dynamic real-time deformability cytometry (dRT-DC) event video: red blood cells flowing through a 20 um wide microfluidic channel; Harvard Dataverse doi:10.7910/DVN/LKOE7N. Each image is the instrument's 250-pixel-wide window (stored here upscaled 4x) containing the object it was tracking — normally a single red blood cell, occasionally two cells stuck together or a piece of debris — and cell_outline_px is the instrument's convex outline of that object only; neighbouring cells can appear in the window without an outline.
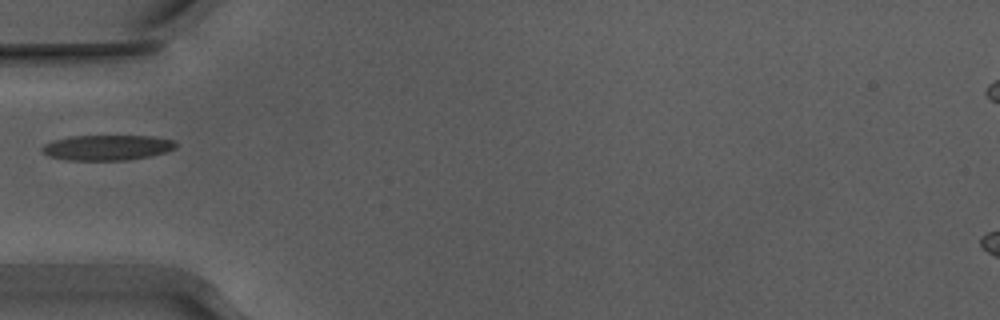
{"species": "Egyptian fruit bat (a non-hibernating species)", "species_latin": "Rousettus aegyptiacus", "temperature_condition": "warm", "stored_images_in_passage": 36, "camera_frame_rate_fps": 3000, "um_per_image_px": 0.085, "animal": {"sex": "male"}, "frame": {"image": 1, "passage_image": 1, "time_ms": 0.0, "image_size_px": [1000, 320], "cell_outline_px": [[176, 148], [164, 152], [148, 156], [128, 160], [68, 160], [52, 156], [40, 152], [40, 148], [44, 144], [52, 140], [72, 136], [152, 136], [172, 140], [176, 144]], "centroid_in_image_um": [9.06, 12.54], "position_along_channel_um": 75.9, "area_um2": 19.59}}
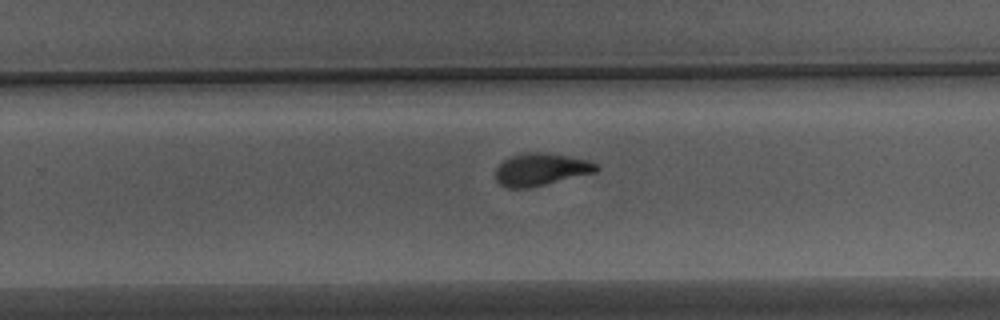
{"frame": {"image": 2, "passage_image": 17, "time_ms": 5.333, "image_size_px": [1000, 320], "cell_outline_px": [[600, 168], [596, 172], [532, 188], [508, 188], [500, 184], [496, 180], [496, 168], [504, 160], [512, 156], [528, 152], [548, 152], [588, 160], [596, 164]], "centroid_in_image_um": [45.99, 14.41], "position_along_channel_um": 283.8, "area_um2": 19.13}}
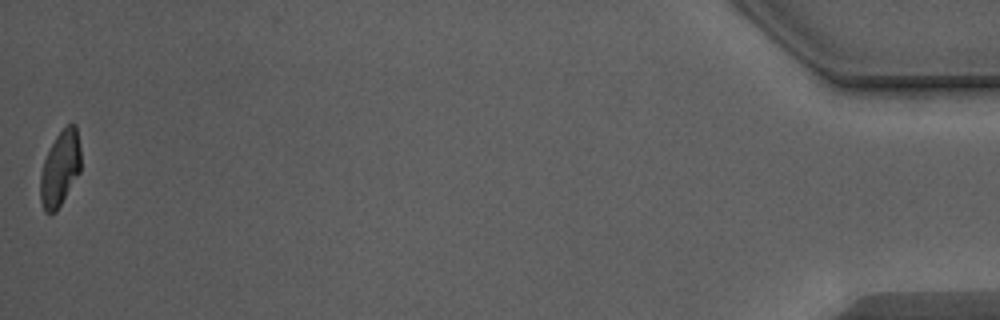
{"frame": {"image": 3, "passage_image": 36, "time_ms": 11.667, "image_size_px": [1000, 320], "cell_outline_px": [[80, 172], [56, 212], [48, 216], [44, 212], [40, 200], [40, 176], [44, 160], [56, 136], [68, 124], [76, 124], [80, 148]], "centroid_in_image_um": [5.1, 14.38], "position_along_channel_um": 430.1, "area_um2": 17.74}}